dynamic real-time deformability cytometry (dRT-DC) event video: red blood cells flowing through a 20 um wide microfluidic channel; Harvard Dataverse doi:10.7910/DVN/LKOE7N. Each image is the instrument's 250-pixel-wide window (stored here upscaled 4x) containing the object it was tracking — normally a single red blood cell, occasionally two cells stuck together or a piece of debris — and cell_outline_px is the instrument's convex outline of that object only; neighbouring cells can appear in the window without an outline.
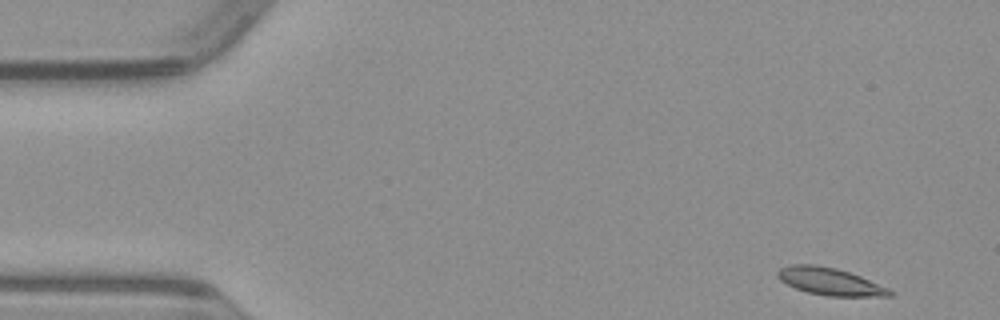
{"species": "common noctule bat (a hibernating species)", "species_latin": "Nyctalus noctula", "temperature_condition": "warm", "stored_images_in_passage": 48, "camera_frame_rate_fps": 3000, "um_per_image_px": 0.085, "animal": {"sex": "male", "body_mass_g": 23.1, "forearm_length_mm": 52.7}, "frame": {"image": 1, "passage_image": 1, "time_ms": 0.0, "image_size_px": [1000, 320], "cell_outline_px": [[892, 296], [828, 296], [808, 292], [796, 288], [780, 280], [776, 276], [776, 272], [780, 268], [792, 264], [816, 264], [836, 268], [860, 276], [888, 288], [892, 292]], "centroid_in_image_um": [70.51, 23.91], "position_along_channel_um": 14.5, "area_um2": 17.69}}
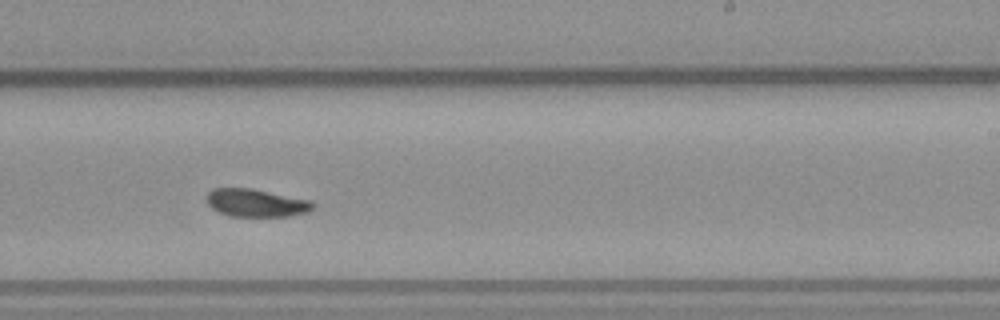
{"frame": {"image": 2, "passage_image": 28, "time_ms": 9.0, "image_size_px": [1000, 320], "cell_outline_px": [[316, 204], [308, 212], [288, 216], [232, 216], [220, 212], [212, 208], [208, 204], [208, 192], [212, 188], [252, 188], [312, 200]], "centroid_in_image_um": [21.81, 17.23], "position_along_channel_um": 267.2, "area_um2": 17.22}}
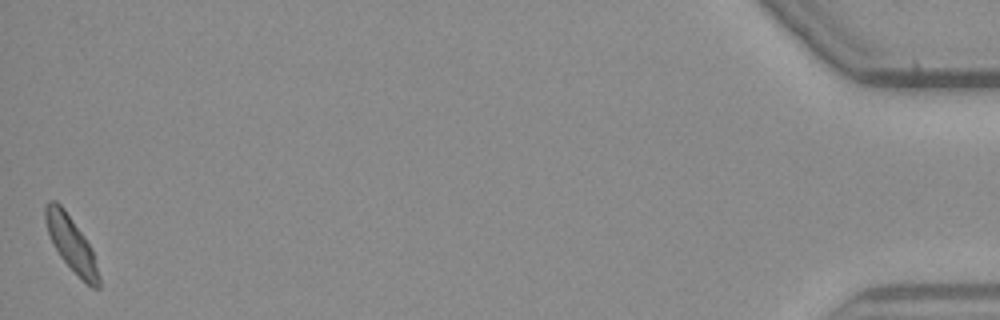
{"frame": {"image": 3, "passage_image": 48, "time_ms": 15.667, "image_size_px": [1000, 320], "cell_outline_px": [[100, 288], [92, 288], [60, 256], [48, 232], [44, 220], [44, 208], [48, 200], [56, 200], [64, 208], [84, 236], [92, 252], [100, 276]], "centroid_in_image_um": [6.04, 20.66], "position_along_channel_um": 429.2, "area_um2": 16.53}}